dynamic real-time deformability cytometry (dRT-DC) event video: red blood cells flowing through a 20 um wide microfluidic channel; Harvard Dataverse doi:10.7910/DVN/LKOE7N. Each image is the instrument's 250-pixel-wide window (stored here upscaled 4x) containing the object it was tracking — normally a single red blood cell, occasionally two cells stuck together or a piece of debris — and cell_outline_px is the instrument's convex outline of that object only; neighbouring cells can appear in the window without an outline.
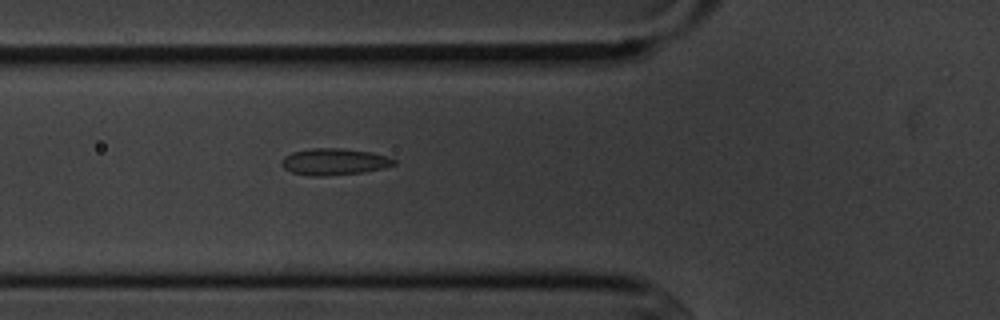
{"species": "common noctule bat (a hibernating species)", "species_latin": "Nyctalus noctula", "temperature_condition": "cold", "stored_images_in_passage": 2, "camera_frame_rate_fps": 3000, "um_per_image_px": 0.085, "animal": {"sex": "male", "body_mass_g": 20.1, "forearm_length_mm": 53.5}, "frame": {"image": 1, "passage_image": 2, "time_ms": 1.0, "image_size_px": [1000, 320], "cell_outline_px": [[396, 164], [384, 168], [364, 172], [320, 176], [312, 176], [292, 172], [284, 168], [280, 164], [280, 160], [284, 156], [292, 152], [312, 148], [344, 148], [372, 152], [388, 156], [396, 160]], "centroid_in_image_um": [28.41, 13.73], "position_along_channel_um": 97.4, "area_um2": 17.57}}